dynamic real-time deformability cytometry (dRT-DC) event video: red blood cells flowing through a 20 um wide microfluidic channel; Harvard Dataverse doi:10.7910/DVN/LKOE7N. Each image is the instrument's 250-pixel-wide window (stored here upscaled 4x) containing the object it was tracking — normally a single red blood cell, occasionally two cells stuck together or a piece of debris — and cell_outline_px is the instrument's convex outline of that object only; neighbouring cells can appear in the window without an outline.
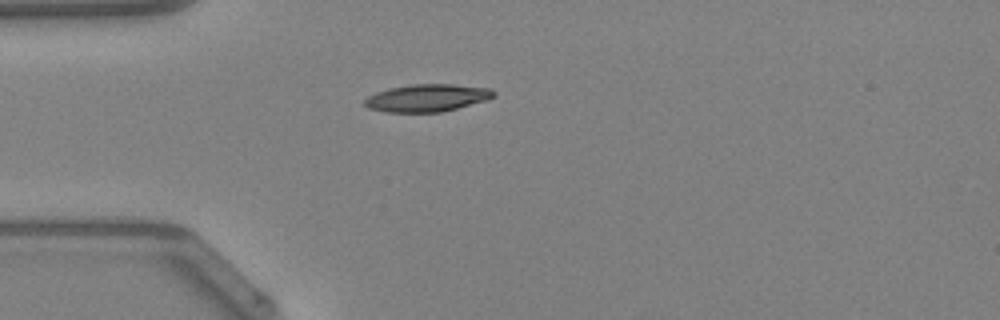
{"species": "Egyptian fruit bat (a non-hibernating species)", "species_latin": "Rousettus aegyptiacus", "temperature_condition": "warm", "stored_images_in_passage": 36, "camera_frame_rate_fps": 3000, "um_per_image_px": 0.085, "animal": {"sex": "female"}, "frame": {"image": 1, "passage_image": 1, "time_ms": 0.0, "image_size_px": [1000, 320], "cell_outline_px": [[496, 96], [488, 100], [440, 112], [384, 112], [368, 108], [364, 104], [364, 100], [368, 96], [376, 92], [388, 88], [412, 84], [452, 84], [488, 88], [496, 92]], "centroid_in_image_um": [36.29, 8.32], "position_along_channel_um": 48.7, "area_um2": 20.69}}
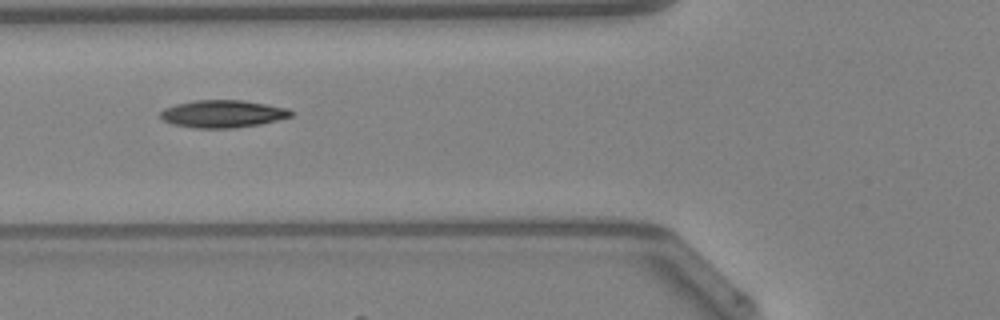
{"frame": {"image": 2, "passage_image": 6, "time_ms": 1.667, "image_size_px": [1000, 320], "cell_outline_px": [[292, 116], [260, 124], [232, 128], [192, 128], [172, 124], [164, 120], [160, 116], [160, 112], [164, 108], [176, 104], [196, 100], [240, 100], [288, 108], [292, 112]], "centroid_in_image_um": [18.9, 9.68], "position_along_channel_um": 106.9, "area_um2": 20.75}, "authors_computed_cell_mechanics": {"area_um2": 20.1722, "velocity_mm_per_s": 4.2743, "shape_relaxation_time_tau1_ms": 8.1991, "shape_relaxation_time_tau2_ms": 2.5689, "deformation_change_tau1": 0.2322, "deformation_change_tau2": 0.0887}}